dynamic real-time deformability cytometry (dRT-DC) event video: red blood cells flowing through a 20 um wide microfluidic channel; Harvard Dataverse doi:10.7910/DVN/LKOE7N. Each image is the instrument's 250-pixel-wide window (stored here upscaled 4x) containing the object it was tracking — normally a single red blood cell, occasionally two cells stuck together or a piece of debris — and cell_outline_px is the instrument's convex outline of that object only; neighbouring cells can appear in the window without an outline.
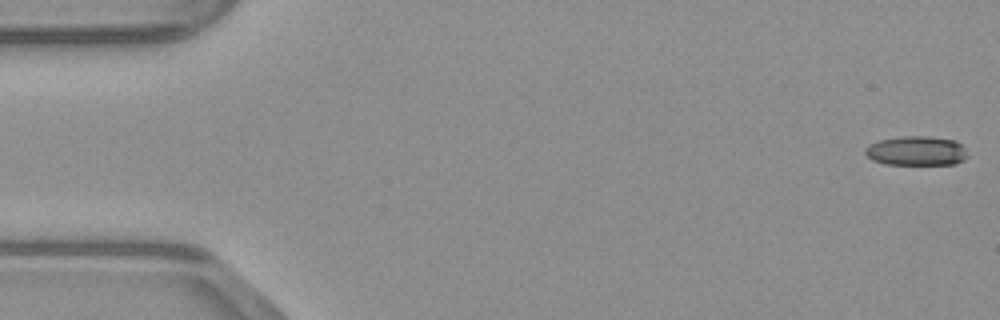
{"species": "common noctule bat (a hibernating species)", "species_latin": "Nyctalus noctula", "temperature_condition": "warm", "stored_images_in_passage": 48, "camera_frame_rate_fps": 3000, "um_per_image_px": 0.085, "animal": {"sex": "male", "body_mass_g": 23.1, "forearm_length_mm": 52.7}, "frame": {"image": 1, "passage_image": 1, "time_ms": 0.0, "image_size_px": [1000, 320], "cell_outline_px": [[968, 156], [964, 160], [956, 164], [884, 164], [872, 160], [864, 152], [864, 148], [868, 144], [880, 140], [904, 136], [924, 136], [956, 140], [964, 148]], "centroid_in_image_um": [77.88, 12.83], "position_along_channel_um": 7.1, "area_um2": 17.57}}
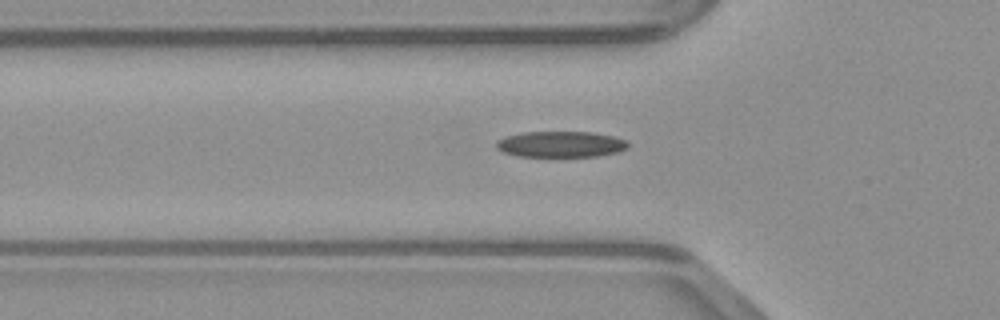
{"frame": {"image": 2, "passage_image": 16, "time_ms": 5.0, "image_size_px": [1000, 320], "cell_outline_px": [[628, 148], [616, 152], [596, 156], [516, 156], [504, 152], [496, 148], [496, 140], [508, 136], [524, 132], [592, 132], [612, 136], [624, 140], [628, 144]], "centroid_in_image_um": [47.63, 12.26], "position_along_channel_um": 78.2, "area_um2": 19.71}}
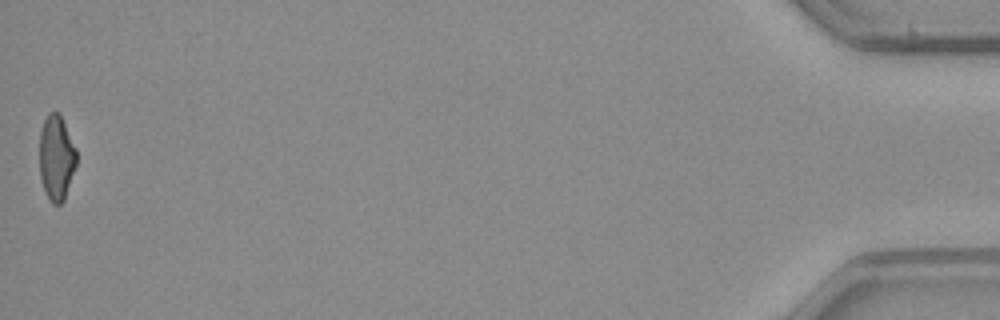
{"frame": {"image": 3, "passage_image": 48, "time_ms": 15.667, "image_size_px": [1000, 320], "cell_outline_px": [[76, 164], [64, 200], [60, 204], [52, 204], [44, 188], [40, 176], [40, 132], [44, 120], [48, 112], [60, 112], [76, 148]], "centroid_in_image_um": [4.79, 13.36], "position_along_channel_um": 430.4, "area_um2": 18.26}}